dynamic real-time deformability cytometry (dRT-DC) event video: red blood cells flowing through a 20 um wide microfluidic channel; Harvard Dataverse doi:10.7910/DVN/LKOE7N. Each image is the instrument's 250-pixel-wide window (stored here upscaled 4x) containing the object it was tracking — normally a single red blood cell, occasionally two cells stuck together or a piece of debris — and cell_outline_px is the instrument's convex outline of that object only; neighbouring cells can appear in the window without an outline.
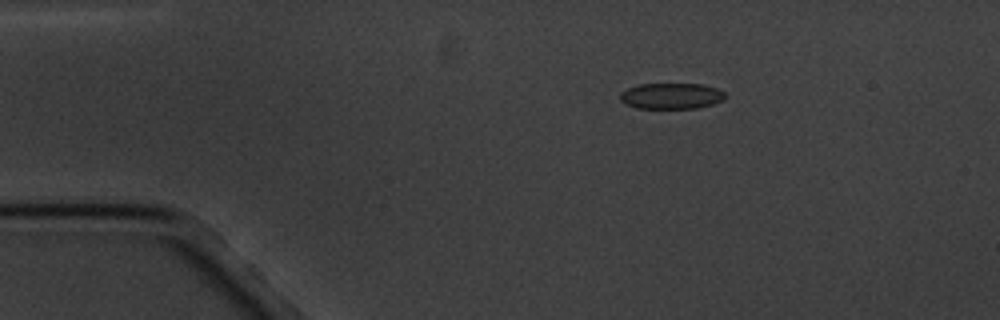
{"species": "common noctule bat (a hibernating species)", "species_latin": "Nyctalus noctula", "temperature_condition": "cold", "stored_images_in_passage": 5, "camera_frame_rate_fps": 3000, "um_per_image_px": 0.085, "animal": {"sex": "male", "body_mass_g": 20.1, "forearm_length_mm": 53.5}, "frame": {"image": 1, "passage_image": 3, "time_ms": 2.0, "image_size_px": [1000, 320], "cell_outline_px": [[728, 96], [724, 100], [712, 104], [696, 108], [636, 108], [624, 104], [620, 100], [620, 92], [628, 88], [640, 84], [704, 84], [716, 88], [724, 92]], "centroid_in_image_um": [57.07, 8.16], "position_along_channel_um": 27.9, "area_um2": 16.01}}
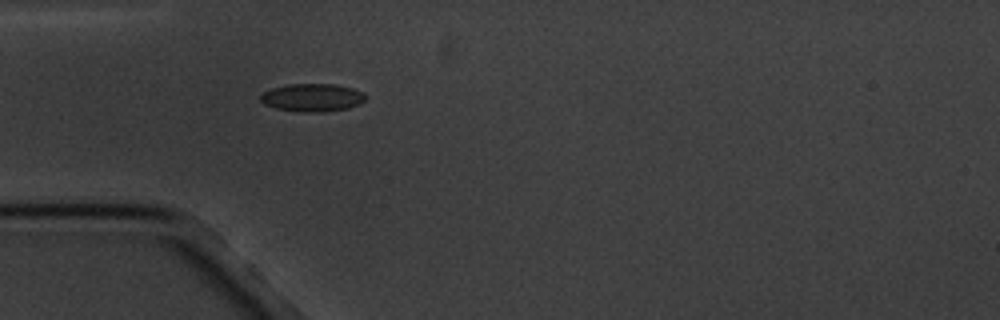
{"frame": {"image": 2, "passage_image": 5, "time_ms": 4.333, "image_size_px": [1000, 320], "cell_outline_px": [[368, 96], [364, 100], [348, 108], [324, 112], [300, 112], [276, 108], [264, 104], [260, 100], [260, 96], [264, 92], [272, 88], [288, 84], [336, 84], [352, 88], [364, 92]], "centroid_in_image_um": [26.55, 8.29], "position_along_channel_um": 58.4, "area_um2": 17.11}}